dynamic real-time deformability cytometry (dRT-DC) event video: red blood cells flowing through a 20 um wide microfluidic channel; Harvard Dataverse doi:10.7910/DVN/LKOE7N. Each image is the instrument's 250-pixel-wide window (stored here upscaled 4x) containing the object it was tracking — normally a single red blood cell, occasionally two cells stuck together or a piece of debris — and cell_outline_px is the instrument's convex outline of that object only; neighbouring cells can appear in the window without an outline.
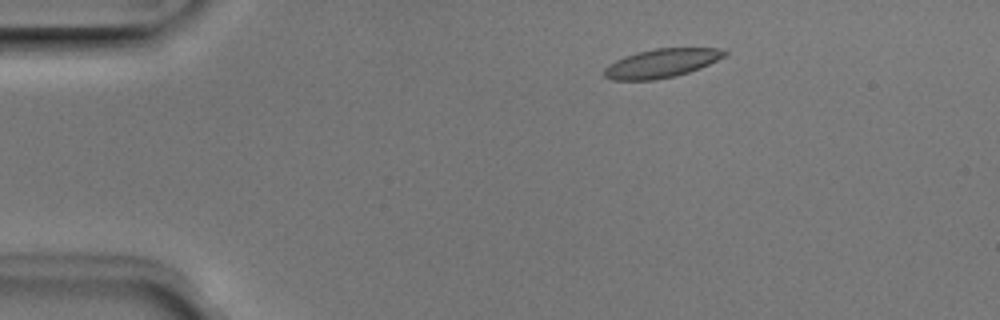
{"species": "Egyptian fruit bat (a non-hibernating species)", "species_latin": "Rousettus aegyptiacus", "temperature_condition": "room temperature", "stored_images_in_passage": 6, "camera_frame_rate_fps": 3000, "um_per_image_px": 0.085, "animal": {"sex": "male"}, "frame": {"image": 1, "passage_image": 3, "time_ms": 0.667, "image_size_px": [1000, 320], "cell_outline_px": [[728, 52], [724, 56], [700, 68], [676, 76], [656, 80], [612, 80], [604, 76], [604, 68], [608, 64], [624, 56], [636, 52], [656, 48], [720, 48]], "centroid_in_image_um": [56.19, 5.38], "position_along_channel_um": 28.8, "area_um2": 20.17}}
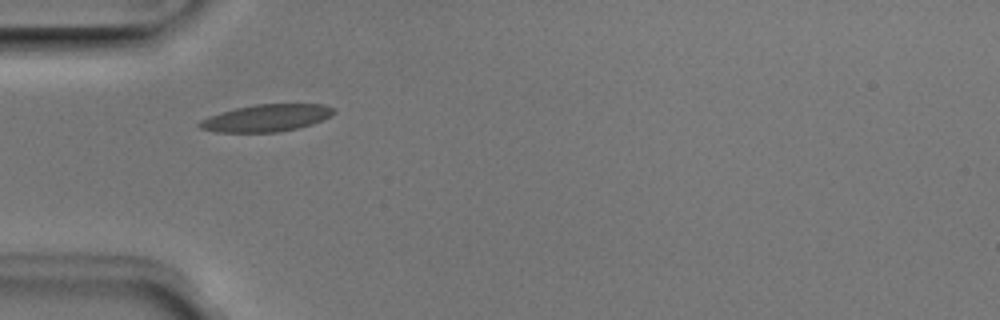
{"frame": {"image": 2, "passage_image": 5, "time_ms": 1.333, "image_size_px": [1000, 320], "cell_outline_px": [[336, 112], [312, 124], [296, 128], [276, 132], [216, 132], [200, 128], [196, 124], [200, 120], [208, 116], [220, 112], [236, 108], [256, 104], [324, 104], [336, 108]], "centroid_in_image_um": [22.61, 10.02], "position_along_channel_um": 62.4, "area_um2": 21.15}}